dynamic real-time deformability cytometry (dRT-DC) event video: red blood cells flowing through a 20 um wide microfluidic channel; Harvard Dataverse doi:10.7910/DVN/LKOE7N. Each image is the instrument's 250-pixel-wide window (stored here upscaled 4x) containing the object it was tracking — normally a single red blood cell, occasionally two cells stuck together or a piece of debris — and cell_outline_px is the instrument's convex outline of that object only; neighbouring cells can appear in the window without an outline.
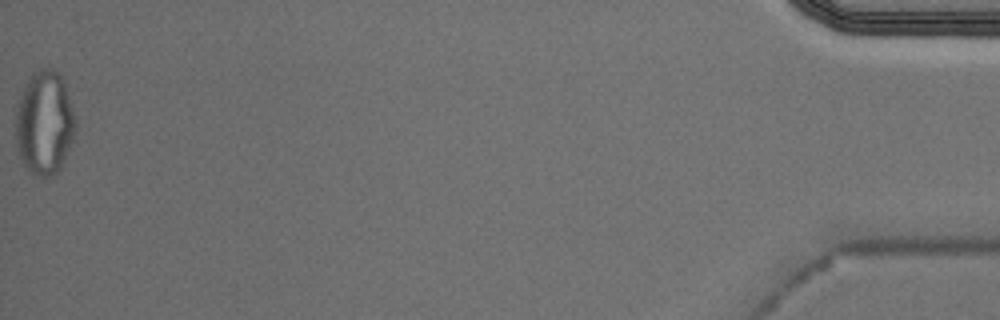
{"species": "Egyptian fruit bat (a non-hibernating species)", "species_latin": "Rousettus aegyptiacus", "temperature_condition": "cold", "stored_images_in_passage": 54, "segment_of_instrument_passage": [2, 2], "camera_frame_rate_fps": 3000, "um_per_image_px": 0.085, "animal": {"sex": "male"}, "frame": {"image": 1, "passage_image": 54, "time_ms": 17.667, "image_size_px": [1000, 320], "cell_outline_px": [[76, 132], [64, 160], [60, 168], [52, 176], [32, 176], [24, 164], [16, 148], [16, 108], [20, 96], [28, 80], [36, 72], [44, 68], [52, 68], [60, 72], [64, 80], [76, 116]], "centroid_in_image_um": [3.81, 10.45], "position_along_channel_um": 431.4, "area_um2": 36.47}}